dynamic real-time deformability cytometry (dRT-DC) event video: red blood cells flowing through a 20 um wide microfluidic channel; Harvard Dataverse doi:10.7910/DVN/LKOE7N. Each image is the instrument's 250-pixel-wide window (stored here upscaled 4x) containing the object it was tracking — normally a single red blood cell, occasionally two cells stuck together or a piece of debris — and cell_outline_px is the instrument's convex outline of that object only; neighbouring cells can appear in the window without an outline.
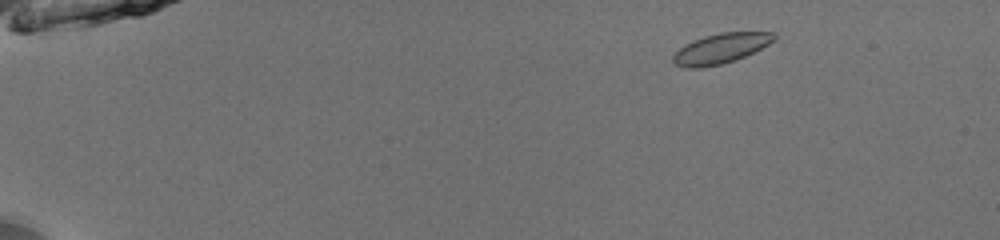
{"species": "common noctule bat (a hibernating species)", "species_latin": "Nyctalus noctula", "temperature_condition": "room temperature", "stored_images_in_passage": 48, "camera_frame_rate_fps": 3000, "um_per_image_px": 0.085, "animal": {"sex": "male", "body_mass_g": 13.0, "forearm_length_mm": 53.1}, "frame": {"image": 1, "passage_image": 3, "time_ms": 0.667, "image_size_px": [1000, 240], "cell_outline_px": [[776, 40], [744, 56], [720, 64], [704, 68], [684, 68], [676, 64], [672, 60], [672, 56], [684, 44], [704, 36], [720, 32], [776, 32]], "centroid_in_image_um": [61.24, 4.11], "position_along_channel_um": 23.8, "area_um2": 17.57}}
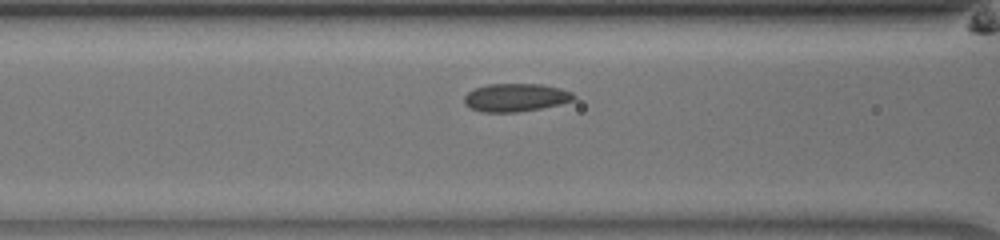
{"frame": {"image": 2, "passage_image": 19, "time_ms": 6.0, "image_size_px": [1000, 240], "cell_outline_px": [[576, 100], [560, 104], [540, 108], [516, 112], [484, 112], [472, 108], [464, 104], [464, 96], [468, 92], [476, 88], [488, 84], [544, 84], [560, 88], [572, 92], [576, 96]], "centroid_in_image_um": [43.87, 8.28], "position_along_channel_um": 122.7, "area_um2": 17.92}}
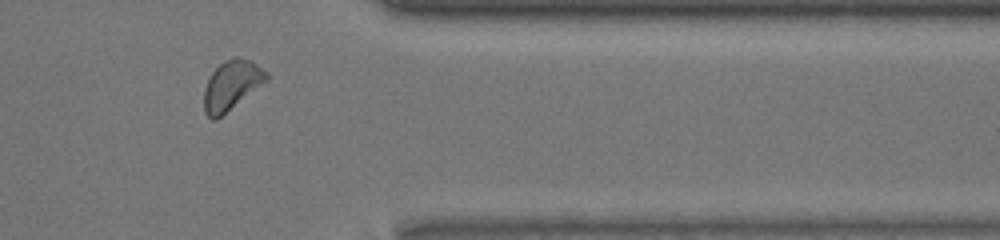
{"frame": {"image": 3, "passage_image": 40, "time_ms": 13.0, "image_size_px": [1000, 240], "cell_outline_px": [[268, 80], [216, 120], [212, 120], [204, 112], [204, 88], [212, 72], [220, 64], [232, 56], [240, 56], [252, 60], [268, 72]], "centroid_in_image_um": [19.7, 7.22], "position_along_channel_um": 391.7, "area_um2": 18.09}, "authors_computed_cell_mechanics": {"area_um2": 17.6001, "velocity_mm_per_s": 3.9269, "shape_relaxation_time_tau1_ms": 6.6926, "shape_relaxation_time_tau2_ms": 3.1132, "deformation_change_tau1": 0.0771, "deformation_change_tau2": 0.0606}}